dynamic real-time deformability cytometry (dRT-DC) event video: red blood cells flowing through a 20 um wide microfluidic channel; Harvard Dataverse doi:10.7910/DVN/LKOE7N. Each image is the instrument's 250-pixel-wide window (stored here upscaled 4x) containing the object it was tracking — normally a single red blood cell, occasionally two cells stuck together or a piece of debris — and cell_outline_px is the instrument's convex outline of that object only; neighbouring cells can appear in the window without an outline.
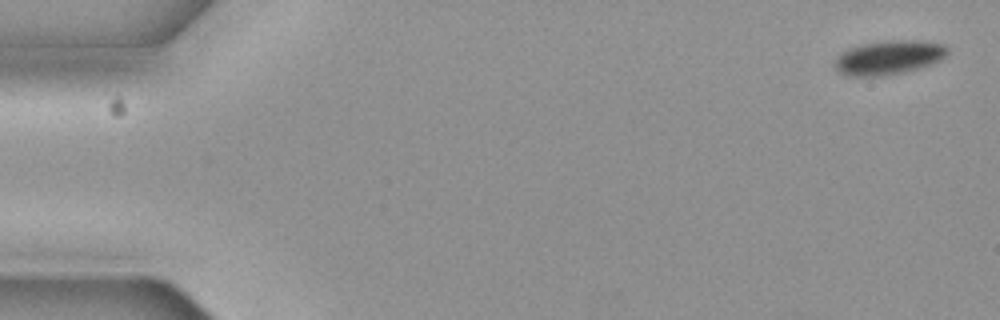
{"species": "common noctule bat (a hibernating species)", "species_latin": "Nyctalus noctula", "temperature_condition": "cold", "stored_images_in_passage": 7, "camera_frame_rate_fps": 3000, "um_per_image_px": 0.085, "animal": {"sex": "female", "body_mass_g": 19.3, "forearm_length_mm": 54.1}, "frame": {"image": 1, "passage_image": 1, "time_ms": 0.0, "image_size_px": [1000, 320], "cell_outline_px": [[948, 52], [940, 60], [920, 68], [904, 72], [880, 76], [848, 76], [840, 72], [832, 64], [832, 60], [840, 52], [848, 48], [860, 44], [884, 40], [924, 40], [944, 44], [948, 48]], "centroid_in_image_um": [75.5, 4.87], "position_along_channel_um": 9.5, "area_um2": 22.83}}
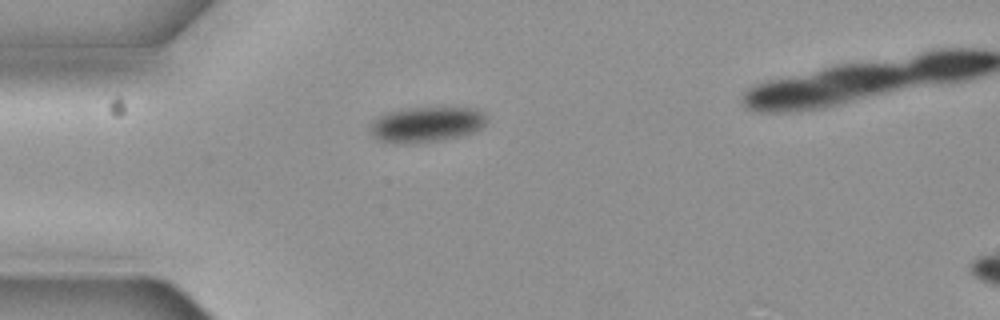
{"frame": {"image": 2, "passage_image": 5, "time_ms": 1.333, "image_size_px": [1000, 320], "cell_outline_px": [[488, 120], [484, 128], [476, 132], [460, 136], [436, 140], [380, 140], [368, 132], [368, 124], [376, 116], [384, 112], [404, 108], [476, 108], [484, 112]], "centroid_in_image_um": [36.28, 10.51], "position_along_channel_um": 48.7, "area_um2": 23.64}}
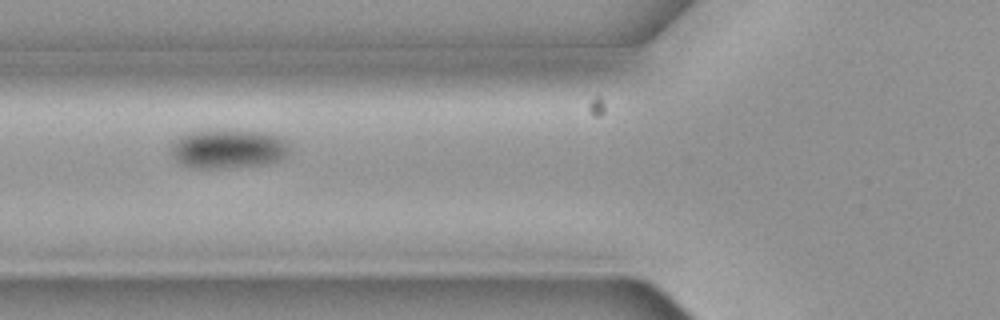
{"frame": {"image": 3, "passage_image": 7, "time_ms": 2.0, "image_size_px": [1000, 320], "cell_outline_px": [[288, 156], [280, 160], [268, 164], [224, 168], [188, 168], [180, 164], [172, 156], [172, 144], [180, 136], [188, 132], [268, 132], [280, 136], [288, 144]], "centroid_in_image_um": [19.42, 12.7], "position_along_channel_um": 106.4, "area_um2": 26.65}}